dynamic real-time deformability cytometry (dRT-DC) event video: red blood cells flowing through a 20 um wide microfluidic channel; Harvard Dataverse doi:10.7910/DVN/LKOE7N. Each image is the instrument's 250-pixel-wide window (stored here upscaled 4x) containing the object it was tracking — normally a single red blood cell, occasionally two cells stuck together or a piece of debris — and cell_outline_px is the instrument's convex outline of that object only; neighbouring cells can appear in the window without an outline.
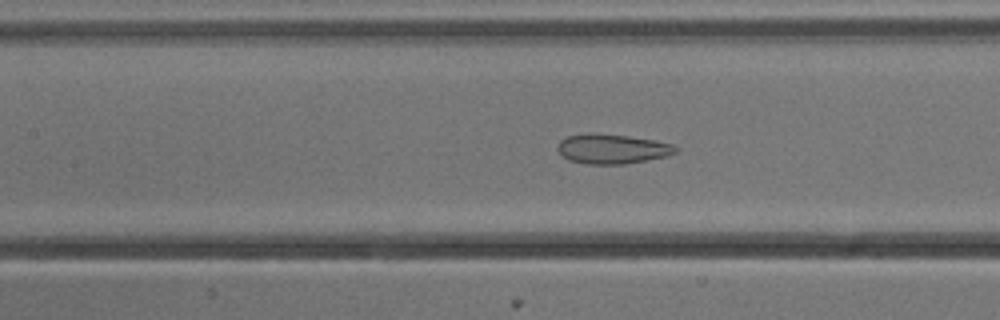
{"species": "common noctule bat (a hibernating species)", "species_latin": "Nyctalus noctula", "temperature_condition": "cold", "stored_images_in_passage": 37, "camera_frame_rate_fps": 3000, "um_per_image_px": 0.085, "animal": {"sex": "male", "body_mass_g": 13.3}, "frame": {"image": 1, "passage_image": 7, "time_ms": 2.0, "image_size_px": [1000, 320], "cell_outline_px": [[680, 148], [676, 152], [668, 156], [624, 164], [588, 164], [568, 160], [560, 156], [556, 148], [560, 140], [568, 136], [592, 132], [628, 136], [656, 140], [672, 144]], "centroid_in_image_um": [52.02, 12.65], "position_along_channel_um": 155.4, "area_um2": 20.69}}
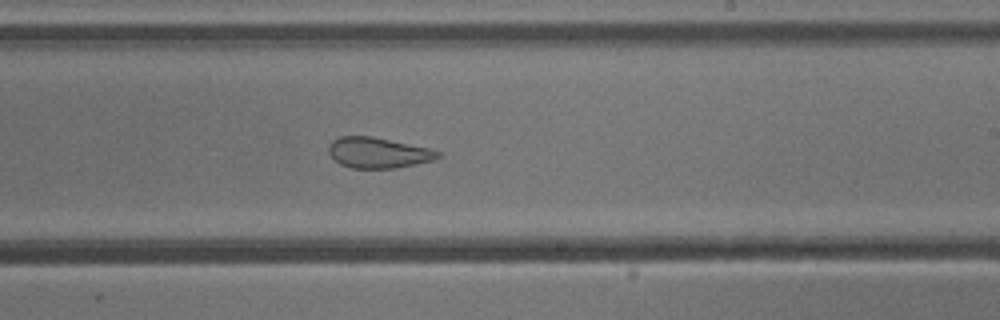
{"frame": {"image": 2, "passage_image": 15, "time_ms": 4.667, "image_size_px": [1000, 320], "cell_outline_px": [[440, 156], [432, 160], [396, 168], [352, 168], [340, 164], [328, 152], [328, 144], [332, 140], [340, 136], [372, 136], [432, 148], [440, 152]], "centroid_in_image_um": [32.13, 12.97], "position_along_channel_um": 256.9, "area_um2": 19.54}}
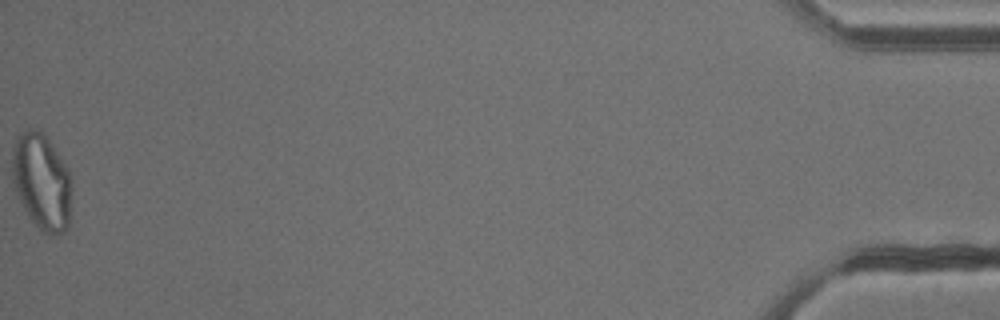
{"frame": {"image": 3, "passage_image": 37, "time_ms": 12.0, "image_size_px": [1000, 320], "cell_outline_px": [[72, 188], [68, 228], [64, 232], [48, 236], [28, 216], [16, 192], [12, 180], [12, 156], [16, 136], [28, 128], [32, 128], [44, 132], [68, 168]], "centroid_in_image_um": [3.55, 15.42], "position_along_channel_um": 431.6, "area_um2": 33.64}}